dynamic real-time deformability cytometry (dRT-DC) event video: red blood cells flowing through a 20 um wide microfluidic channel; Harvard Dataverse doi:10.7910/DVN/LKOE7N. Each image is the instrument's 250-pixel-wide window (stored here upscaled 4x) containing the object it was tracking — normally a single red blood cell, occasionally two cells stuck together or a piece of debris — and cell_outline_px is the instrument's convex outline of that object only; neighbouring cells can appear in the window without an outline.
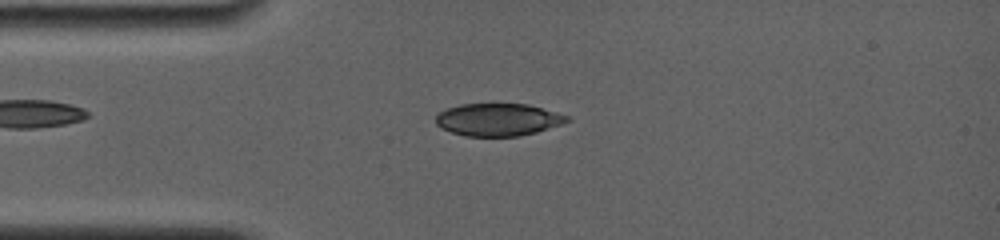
{"species": "common noctule bat (a hibernating species)", "species_latin": "Nyctalus noctula", "temperature_condition": "room temperature", "stored_images_in_passage": 30, "camera_frame_rate_fps": 4000, "um_per_image_px": 0.085, "animal": {"sex": "female", "body_mass_g": 19.0, "forearm_length_mm": 56.7}, "frame": {"image": 1, "passage_image": 9, "time_ms": 3.25, "image_size_px": [1000, 240], "cell_outline_px": [[572, 120], [536, 132], [520, 136], [464, 136], [440, 128], [436, 124], [436, 116], [440, 112], [448, 108], [460, 104], [528, 104], [556, 112], [568, 116]], "centroid_in_image_um": [42.32, 10.17], "position_along_channel_um": 42.7, "area_um2": 24.74}}
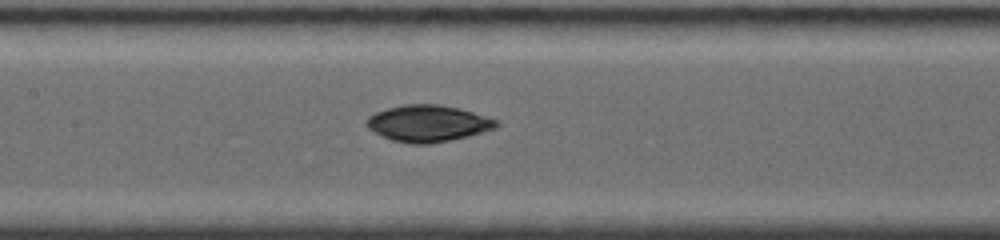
{"frame": {"image": 2, "passage_image": 18, "time_ms": 7.0, "image_size_px": [1000, 240], "cell_outline_px": [[500, 124], [496, 128], [468, 136], [428, 144], [412, 144], [392, 140], [368, 128], [364, 124], [364, 120], [368, 116], [376, 112], [388, 108], [404, 104], [436, 104], [460, 108], [500, 120]], "centroid_in_image_um": [36.39, 10.48], "position_along_channel_um": 171.0, "area_um2": 27.69}}
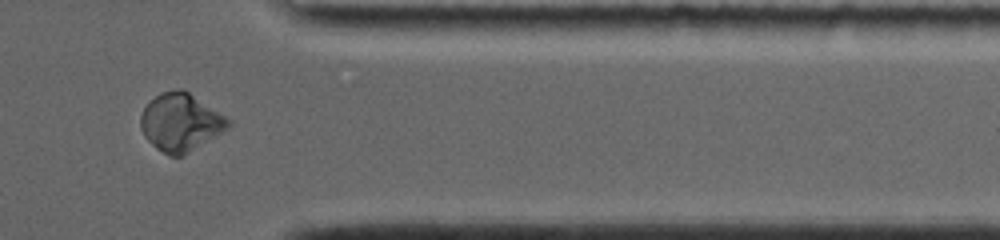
{"frame": {"image": 3, "passage_image": 29, "time_ms": 13.0, "image_size_px": [1000, 240], "cell_outline_px": [[232, 124], [228, 128], [216, 136], [188, 152], [180, 156], [172, 156], [156, 148], [144, 136], [140, 128], [140, 116], [144, 108], [160, 92], [176, 88], [180, 88], [188, 92], [232, 120]], "centroid_in_image_um": [15.35, 10.38], "position_along_channel_um": 396.1, "area_um2": 29.19}, "authors_computed_cell_mechanics": {"area_um2": 26.8192, "velocity_mm_per_s": 3.7963, "shape_relaxation_time_tau1_ms": 3.2129, "shape_relaxation_time_tau2_ms": 2.465, "deformation_change_tau1": 0.1214, "deformation_change_tau2": 0.0507}}